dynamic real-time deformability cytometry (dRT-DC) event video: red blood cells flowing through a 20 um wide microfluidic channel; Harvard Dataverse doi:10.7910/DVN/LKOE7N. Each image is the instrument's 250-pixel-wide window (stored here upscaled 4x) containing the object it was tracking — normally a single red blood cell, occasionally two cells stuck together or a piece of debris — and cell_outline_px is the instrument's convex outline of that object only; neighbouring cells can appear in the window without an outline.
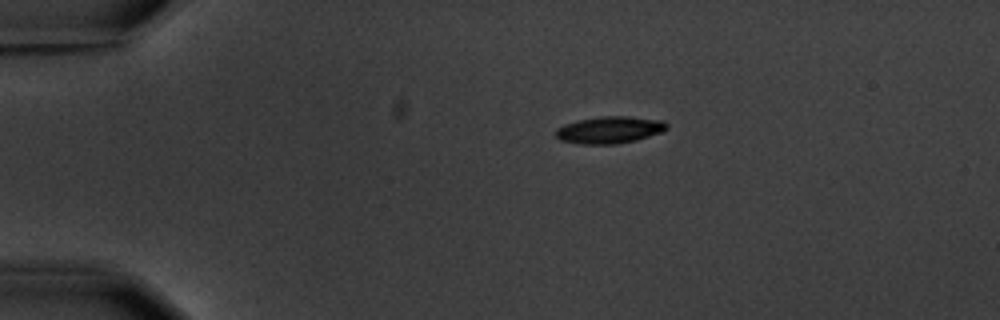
{"species": "common noctule bat (a hibernating species)", "species_latin": "Nyctalus noctula", "temperature_condition": "warm", "stored_images_in_passage": 3, "camera_frame_rate_fps": 3000, "um_per_image_px": 0.085, "animal": {"sex": "male", "body_mass_g": 20.1, "forearm_length_mm": 53.5}, "frame": {"image": 1, "passage_image": 1, "time_ms": 0.0, "image_size_px": [1000, 320], "cell_outline_px": [[668, 128], [664, 132], [636, 140], [616, 144], [580, 144], [560, 140], [556, 136], [556, 128], [564, 124], [576, 120], [600, 116], [628, 116], [664, 120], [668, 124]], "centroid_in_image_um": [51.84, 11.03], "position_along_channel_um": 33.2, "area_um2": 17.74}}